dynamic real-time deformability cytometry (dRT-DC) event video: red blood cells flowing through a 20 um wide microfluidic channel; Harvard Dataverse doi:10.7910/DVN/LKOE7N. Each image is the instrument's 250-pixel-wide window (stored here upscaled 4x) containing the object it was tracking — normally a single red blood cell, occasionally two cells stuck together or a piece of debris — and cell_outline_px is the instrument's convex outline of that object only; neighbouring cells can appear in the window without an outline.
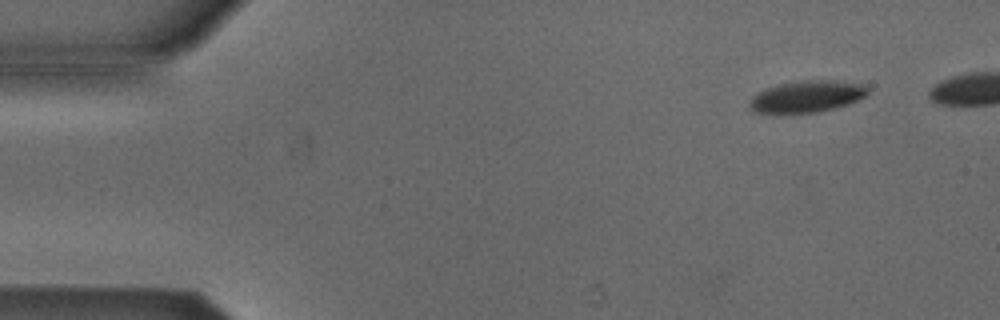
{"species": "Egyptian fruit bat (a non-hibernating species)", "species_latin": "Rousettus aegyptiacus", "temperature_condition": "cold", "stored_images_in_passage": 5, "camera_frame_rate_fps": 3000, "um_per_image_px": 0.085, "animal": {"sex": "male"}, "frame": {"image": 1, "passage_image": 2, "time_ms": 1.0, "image_size_px": [1000, 320], "cell_outline_px": [[868, 92], [864, 96], [848, 104], [836, 108], [816, 112], [776, 116], [752, 112], [748, 104], [752, 96], [764, 88], [780, 84], [804, 80], [836, 80], [864, 84], [868, 88]], "centroid_in_image_um": [68.49, 8.24], "position_along_channel_um": 16.5, "area_um2": 22.6}}